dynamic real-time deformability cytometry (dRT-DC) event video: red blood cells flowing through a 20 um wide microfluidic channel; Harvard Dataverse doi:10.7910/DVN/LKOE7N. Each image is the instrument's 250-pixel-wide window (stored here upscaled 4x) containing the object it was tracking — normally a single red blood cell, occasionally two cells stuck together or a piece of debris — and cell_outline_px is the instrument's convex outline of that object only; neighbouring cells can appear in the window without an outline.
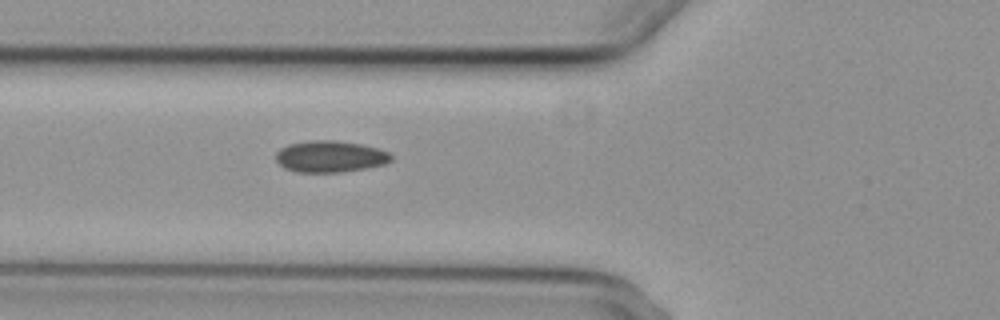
{"species": "common noctule bat (a hibernating species)", "species_latin": "Nyctalus noctula", "temperature_condition": "cold", "stored_images_in_passage": 5, "camera_frame_rate_fps": 3000, "um_per_image_px": 0.085, "animal": {"sex": "female", "body_mass_g": 29.2, "forearm_length_mm": 56.3}, "frame": {"image": 1, "passage_image": 5, "time_ms": 5.667, "image_size_px": [1000, 320], "cell_outline_px": [[392, 160], [384, 164], [364, 168], [340, 172], [296, 172], [284, 168], [276, 160], [276, 152], [280, 148], [288, 144], [308, 140], [336, 140], [360, 144], [376, 148], [388, 152], [392, 156]], "centroid_in_image_um": [28.02, 13.29], "position_along_channel_um": 97.8, "area_um2": 21.15}}